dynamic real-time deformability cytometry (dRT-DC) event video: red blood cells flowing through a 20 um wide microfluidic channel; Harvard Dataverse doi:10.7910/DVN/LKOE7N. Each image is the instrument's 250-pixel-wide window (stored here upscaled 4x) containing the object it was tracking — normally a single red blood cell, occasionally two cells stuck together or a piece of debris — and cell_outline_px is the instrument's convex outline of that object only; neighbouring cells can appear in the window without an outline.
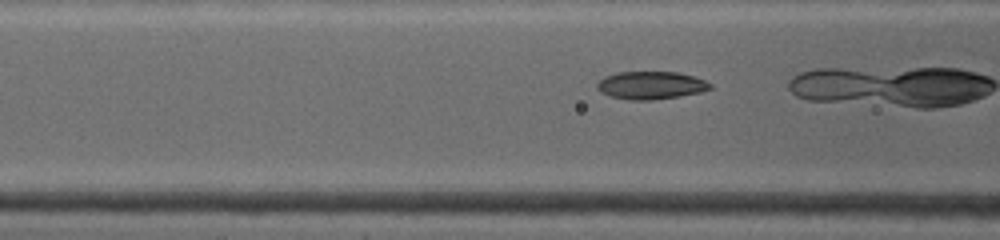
{"species": "common noctule bat (a hibernating species)", "species_latin": "Nyctalus noctula", "temperature_condition": "warm", "stored_images_in_passage": 52, "camera_frame_rate_fps": 4500, "um_per_image_px": 0.085, "animal": {"sex": "female", "body_mass_g": 19.0, "forearm_length_mm": 53.3}, "frame": {"image": 1, "passage_image": 8, "time_ms": 1.111, "image_size_px": [1000, 240], "cell_outline_px": [[712, 88], [700, 92], [652, 100], [628, 100], [612, 96], [600, 92], [596, 88], [596, 84], [604, 76], [616, 72], [676, 72], [696, 76], [712, 84]], "centroid_in_image_um": [55.3, 7.24], "position_along_channel_um": 111.3, "area_um2": 18.32}}
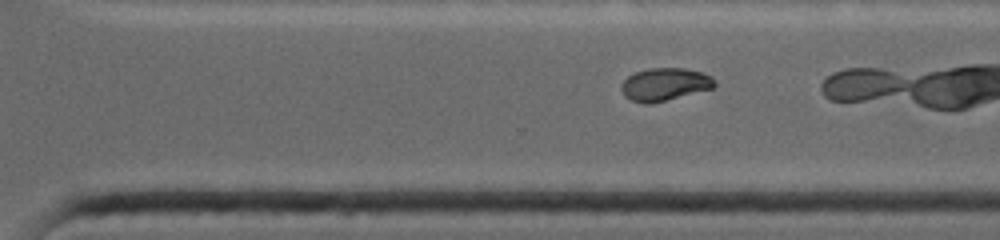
{"frame": {"image": 2, "passage_image": 37, "time_ms": 6.222, "image_size_px": [1000, 240], "cell_outline_px": [[716, 84], [712, 88], [648, 104], [644, 104], [632, 100], [624, 96], [620, 88], [620, 84], [628, 76], [636, 72], [648, 68], [684, 68], [700, 72], [708, 76]], "centroid_in_image_um": [56.42, 7.16], "position_along_channel_um": 314.2, "area_um2": 17.4}}